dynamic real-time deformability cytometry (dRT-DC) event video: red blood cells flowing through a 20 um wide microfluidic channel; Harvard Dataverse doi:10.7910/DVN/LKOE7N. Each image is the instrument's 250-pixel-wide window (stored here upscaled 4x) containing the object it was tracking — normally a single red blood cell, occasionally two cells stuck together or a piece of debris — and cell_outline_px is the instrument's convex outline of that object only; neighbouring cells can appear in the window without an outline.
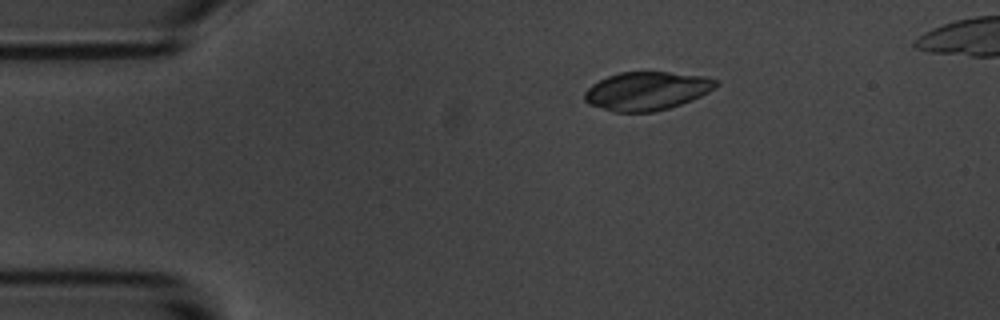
{"species": "common noctule bat (a hibernating species)", "species_latin": "Nyctalus noctula", "temperature_condition": "room temperature", "stored_images_in_passage": 3, "camera_frame_rate_fps": 3000, "um_per_image_px": 0.085, "animal": {"sex": "male", "body_mass_g": 20.1, "forearm_length_mm": 53.5}, "frame": {"image": 1, "passage_image": 1, "time_ms": 0.0, "image_size_px": [1000, 320], "cell_outline_px": [[720, 84], [716, 88], [692, 100], [668, 108], [652, 112], [612, 112], [588, 104], [584, 100], [584, 92], [592, 84], [608, 76], [620, 72], [668, 72], [704, 76], [720, 80]], "centroid_in_image_um": [54.99, 7.73], "position_along_channel_um": 30.0, "area_um2": 29.59}}